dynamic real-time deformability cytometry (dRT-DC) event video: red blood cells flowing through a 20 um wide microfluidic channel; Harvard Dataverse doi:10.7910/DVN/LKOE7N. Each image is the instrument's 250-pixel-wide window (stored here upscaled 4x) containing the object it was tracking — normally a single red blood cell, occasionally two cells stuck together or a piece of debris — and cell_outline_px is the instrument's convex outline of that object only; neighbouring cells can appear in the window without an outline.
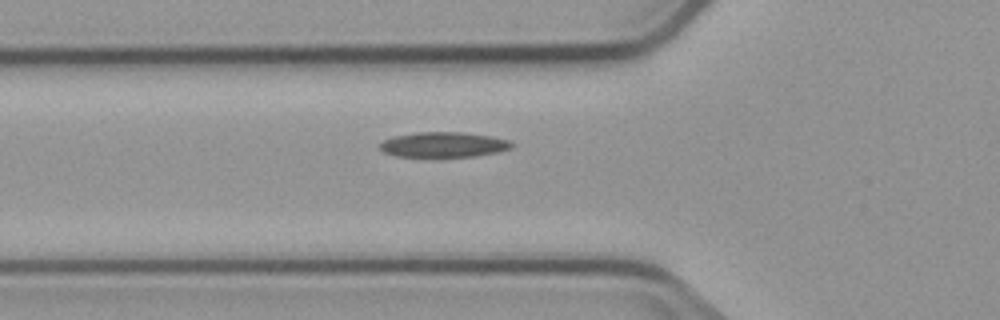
{"species": "common noctule bat (a hibernating species)", "species_latin": "Nyctalus noctula", "temperature_condition": "cold", "stored_images_in_passage": 3, "camera_frame_rate_fps": 3000, "um_per_image_px": 0.085, "animal": {"sex": "male", "body_mass_g": 23.1, "forearm_length_mm": 52.7}, "frame": {"image": 1, "passage_image": 3, "time_ms": 2.333, "image_size_px": [1000, 320], "cell_outline_px": [[512, 148], [496, 152], [476, 156], [396, 156], [384, 152], [380, 148], [380, 144], [384, 140], [392, 136], [416, 132], [464, 132], [488, 136], [508, 140], [512, 144]], "centroid_in_image_um": [37.67, 12.28], "position_along_channel_um": 88.1, "area_um2": 19.07}}